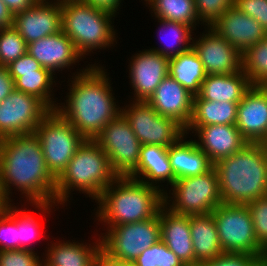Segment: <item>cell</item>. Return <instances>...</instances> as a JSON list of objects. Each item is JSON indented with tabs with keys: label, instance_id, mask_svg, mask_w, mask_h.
I'll return each mask as SVG.
<instances>
[{
	"label": "cell",
	"instance_id": "cell-1",
	"mask_svg": "<svg viewBox=\"0 0 267 266\" xmlns=\"http://www.w3.org/2000/svg\"><path fill=\"white\" fill-rule=\"evenodd\" d=\"M0 185L9 203L12 185L44 213L57 206L56 178L47 169L35 133L0 139Z\"/></svg>",
	"mask_w": 267,
	"mask_h": 266
},
{
	"label": "cell",
	"instance_id": "cell-2",
	"mask_svg": "<svg viewBox=\"0 0 267 266\" xmlns=\"http://www.w3.org/2000/svg\"><path fill=\"white\" fill-rule=\"evenodd\" d=\"M103 68V69H102ZM104 67L89 65L72 76L66 105L57 111L85 138L94 140L121 113ZM108 76V77H107Z\"/></svg>",
	"mask_w": 267,
	"mask_h": 266
},
{
	"label": "cell",
	"instance_id": "cell-3",
	"mask_svg": "<svg viewBox=\"0 0 267 266\" xmlns=\"http://www.w3.org/2000/svg\"><path fill=\"white\" fill-rule=\"evenodd\" d=\"M225 204H248L267 196V146L248 143L213 165Z\"/></svg>",
	"mask_w": 267,
	"mask_h": 266
},
{
	"label": "cell",
	"instance_id": "cell-4",
	"mask_svg": "<svg viewBox=\"0 0 267 266\" xmlns=\"http://www.w3.org/2000/svg\"><path fill=\"white\" fill-rule=\"evenodd\" d=\"M164 191L130 177L118 176L96 200L97 220L108 228L148 220L164 206Z\"/></svg>",
	"mask_w": 267,
	"mask_h": 266
},
{
	"label": "cell",
	"instance_id": "cell-5",
	"mask_svg": "<svg viewBox=\"0 0 267 266\" xmlns=\"http://www.w3.org/2000/svg\"><path fill=\"white\" fill-rule=\"evenodd\" d=\"M117 177L108 155L94 140L85 139L56 178V202L65 205L71 189L97 200Z\"/></svg>",
	"mask_w": 267,
	"mask_h": 266
},
{
	"label": "cell",
	"instance_id": "cell-6",
	"mask_svg": "<svg viewBox=\"0 0 267 266\" xmlns=\"http://www.w3.org/2000/svg\"><path fill=\"white\" fill-rule=\"evenodd\" d=\"M61 13L62 31L83 58L93 49H106L116 42V32L111 25L115 14L81 0H61Z\"/></svg>",
	"mask_w": 267,
	"mask_h": 266
},
{
	"label": "cell",
	"instance_id": "cell-7",
	"mask_svg": "<svg viewBox=\"0 0 267 266\" xmlns=\"http://www.w3.org/2000/svg\"><path fill=\"white\" fill-rule=\"evenodd\" d=\"M171 187L173 197L164 191V207L175 214H208L223 204L214 167L204 174L177 179Z\"/></svg>",
	"mask_w": 267,
	"mask_h": 266
},
{
	"label": "cell",
	"instance_id": "cell-8",
	"mask_svg": "<svg viewBox=\"0 0 267 266\" xmlns=\"http://www.w3.org/2000/svg\"><path fill=\"white\" fill-rule=\"evenodd\" d=\"M47 169L57 178L85 138L57 110H51L35 129Z\"/></svg>",
	"mask_w": 267,
	"mask_h": 266
},
{
	"label": "cell",
	"instance_id": "cell-9",
	"mask_svg": "<svg viewBox=\"0 0 267 266\" xmlns=\"http://www.w3.org/2000/svg\"><path fill=\"white\" fill-rule=\"evenodd\" d=\"M222 251L262 256L246 204H220L212 212Z\"/></svg>",
	"mask_w": 267,
	"mask_h": 266
},
{
	"label": "cell",
	"instance_id": "cell-10",
	"mask_svg": "<svg viewBox=\"0 0 267 266\" xmlns=\"http://www.w3.org/2000/svg\"><path fill=\"white\" fill-rule=\"evenodd\" d=\"M106 233L100 236L101 249L112 258L133 262L161 239L159 214L148 220L113 226Z\"/></svg>",
	"mask_w": 267,
	"mask_h": 266
},
{
	"label": "cell",
	"instance_id": "cell-11",
	"mask_svg": "<svg viewBox=\"0 0 267 266\" xmlns=\"http://www.w3.org/2000/svg\"><path fill=\"white\" fill-rule=\"evenodd\" d=\"M94 141L108 155L118 176L128 177L137 168L142 144L122 113L111 120Z\"/></svg>",
	"mask_w": 267,
	"mask_h": 266
},
{
	"label": "cell",
	"instance_id": "cell-12",
	"mask_svg": "<svg viewBox=\"0 0 267 266\" xmlns=\"http://www.w3.org/2000/svg\"><path fill=\"white\" fill-rule=\"evenodd\" d=\"M132 102L121 109V113L142 145L169 147L186 136L179 123L158 114L147 101Z\"/></svg>",
	"mask_w": 267,
	"mask_h": 266
},
{
	"label": "cell",
	"instance_id": "cell-13",
	"mask_svg": "<svg viewBox=\"0 0 267 266\" xmlns=\"http://www.w3.org/2000/svg\"><path fill=\"white\" fill-rule=\"evenodd\" d=\"M50 111L37 97L14 89L0 103V139L35 133Z\"/></svg>",
	"mask_w": 267,
	"mask_h": 266
},
{
	"label": "cell",
	"instance_id": "cell-14",
	"mask_svg": "<svg viewBox=\"0 0 267 266\" xmlns=\"http://www.w3.org/2000/svg\"><path fill=\"white\" fill-rule=\"evenodd\" d=\"M48 1L38 0L33 6L14 15L13 27L26 44L62 30L61 0Z\"/></svg>",
	"mask_w": 267,
	"mask_h": 266
},
{
	"label": "cell",
	"instance_id": "cell-15",
	"mask_svg": "<svg viewBox=\"0 0 267 266\" xmlns=\"http://www.w3.org/2000/svg\"><path fill=\"white\" fill-rule=\"evenodd\" d=\"M201 38L192 40V48L200 58L206 75L232 74L242 70V54L212 28ZM195 41V42H194Z\"/></svg>",
	"mask_w": 267,
	"mask_h": 266
},
{
	"label": "cell",
	"instance_id": "cell-16",
	"mask_svg": "<svg viewBox=\"0 0 267 266\" xmlns=\"http://www.w3.org/2000/svg\"><path fill=\"white\" fill-rule=\"evenodd\" d=\"M236 127L248 143L267 146V85H252L238 103Z\"/></svg>",
	"mask_w": 267,
	"mask_h": 266
},
{
	"label": "cell",
	"instance_id": "cell-17",
	"mask_svg": "<svg viewBox=\"0 0 267 266\" xmlns=\"http://www.w3.org/2000/svg\"><path fill=\"white\" fill-rule=\"evenodd\" d=\"M129 77L134 101H148L161 81L168 76L169 59L146 49L131 58Z\"/></svg>",
	"mask_w": 267,
	"mask_h": 266
},
{
	"label": "cell",
	"instance_id": "cell-18",
	"mask_svg": "<svg viewBox=\"0 0 267 266\" xmlns=\"http://www.w3.org/2000/svg\"><path fill=\"white\" fill-rule=\"evenodd\" d=\"M220 37L241 54L260 42L267 33L252 17L232 6L219 17L211 26Z\"/></svg>",
	"mask_w": 267,
	"mask_h": 266
},
{
	"label": "cell",
	"instance_id": "cell-19",
	"mask_svg": "<svg viewBox=\"0 0 267 266\" xmlns=\"http://www.w3.org/2000/svg\"><path fill=\"white\" fill-rule=\"evenodd\" d=\"M189 131L198 134L199 141L195 142L213 164L240 151L248 144L236 125L187 126L185 135Z\"/></svg>",
	"mask_w": 267,
	"mask_h": 266
},
{
	"label": "cell",
	"instance_id": "cell-20",
	"mask_svg": "<svg viewBox=\"0 0 267 266\" xmlns=\"http://www.w3.org/2000/svg\"><path fill=\"white\" fill-rule=\"evenodd\" d=\"M193 98L194 95L168 75L147 102L158 114L175 120L186 129L192 117Z\"/></svg>",
	"mask_w": 267,
	"mask_h": 266
},
{
	"label": "cell",
	"instance_id": "cell-21",
	"mask_svg": "<svg viewBox=\"0 0 267 266\" xmlns=\"http://www.w3.org/2000/svg\"><path fill=\"white\" fill-rule=\"evenodd\" d=\"M27 53L53 74L55 70L69 68L82 58L74 43L62 30L27 44Z\"/></svg>",
	"mask_w": 267,
	"mask_h": 266
},
{
	"label": "cell",
	"instance_id": "cell-22",
	"mask_svg": "<svg viewBox=\"0 0 267 266\" xmlns=\"http://www.w3.org/2000/svg\"><path fill=\"white\" fill-rule=\"evenodd\" d=\"M158 214L161 240L185 266H199L194 257L190 215L175 214L164 206Z\"/></svg>",
	"mask_w": 267,
	"mask_h": 266
},
{
	"label": "cell",
	"instance_id": "cell-23",
	"mask_svg": "<svg viewBox=\"0 0 267 266\" xmlns=\"http://www.w3.org/2000/svg\"><path fill=\"white\" fill-rule=\"evenodd\" d=\"M128 177L151 186L156 185L159 189L161 188L157 183L161 181L172 185L174 173L168 158V147L142 145L138 166Z\"/></svg>",
	"mask_w": 267,
	"mask_h": 266
},
{
	"label": "cell",
	"instance_id": "cell-24",
	"mask_svg": "<svg viewBox=\"0 0 267 266\" xmlns=\"http://www.w3.org/2000/svg\"><path fill=\"white\" fill-rule=\"evenodd\" d=\"M184 138L186 137L182 136L168 147V158L174 173V182L177 179L204 174L214 165L197 146L195 140L185 141Z\"/></svg>",
	"mask_w": 267,
	"mask_h": 266
},
{
	"label": "cell",
	"instance_id": "cell-25",
	"mask_svg": "<svg viewBox=\"0 0 267 266\" xmlns=\"http://www.w3.org/2000/svg\"><path fill=\"white\" fill-rule=\"evenodd\" d=\"M251 86L243 70L232 74L206 75L198 95L208 101L239 103Z\"/></svg>",
	"mask_w": 267,
	"mask_h": 266
},
{
	"label": "cell",
	"instance_id": "cell-26",
	"mask_svg": "<svg viewBox=\"0 0 267 266\" xmlns=\"http://www.w3.org/2000/svg\"><path fill=\"white\" fill-rule=\"evenodd\" d=\"M190 232L195 261L199 265L223 253L212 213L190 215Z\"/></svg>",
	"mask_w": 267,
	"mask_h": 266
},
{
	"label": "cell",
	"instance_id": "cell-27",
	"mask_svg": "<svg viewBox=\"0 0 267 266\" xmlns=\"http://www.w3.org/2000/svg\"><path fill=\"white\" fill-rule=\"evenodd\" d=\"M96 242L88 246L86 243L70 241L52 243L42 263L45 266H93L94 258L101 249V239Z\"/></svg>",
	"mask_w": 267,
	"mask_h": 266
},
{
	"label": "cell",
	"instance_id": "cell-28",
	"mask_svg": "<svg viewBox=\"0 0 267 266\" xmlns=\"http://www.w3.org/2000/svg\"><path fill=\"white\" fill-rule=\"evenodd\" d=\"M168 75L192 95H198L206 78L203 64L193 48L169 59Z\"/></svg>",
	"mask_w": 267,
	"mask_h": 266
},
{
	"label": "cell",
	"instance_id": "cell-29",
	"mask_svg": "<svg viewBox=\"0 0 267 266\" xmlns=\"http://www.w3.org/2000/svg\"><path fill=\"white\" fill-rule=\"evenodd\" d=\"M238 103L193 98L192 117L187 126L236 125Z\"/></svg>",
	"mask_w": 267,
	"mask_h": 266
},
{
	"label": "cell",
	"instance_id": "cell-30",
	"mask_svg": "<svg viewBox=\"0 0 267 266\" xmlns=\"http://www.w3.org/2000/svg\"><path fill=\"white\" fill-rule=\"evenodd\" d=\"M53 75L55 74L43 67L35 72L21 73V76L14 80V89L37 97L50 110H56L58 105L51 98L52 85H56Z\"/></svg>",
	"mask_w": 267,
	"mask_h": 266
},
{
	"label": "cell",
	"instance_id": "cell-31",
	"mask_svg": "<svg viewBox=\"0 0 267 266\" xmlns=\"http://www.w3.org/2000/svg\"><path fill=\"white\" fill-rule=\"evenodd\" d=\"M154 12L155 18L189 25L196 29L200 23L194 0H144ZM198 22V23H197Z\"/></svg>",
	"mask_w": 267,
	"mask_h": 266
},
{
	"label": "cell",
	"instance_id": "cell-32",
	"mask_svg": "<svg viewBox=\"0 0 267 266\" xmlns=\"http://www.w3.org/2000/svg\"><path fill=\"white\" fill-rule=\"evenodd\" d=\"M158 22H160V26H162V30L167 31L168 33L164 39L166 47L164 48H151L150 50L158 52L159 54L167 57L168 59L175 57L179 55L182 52H185L192 48V31L194 30L189 25L179 23V22H173V21H167V20H161L157 19ZM164 28V29H163ZM161 34V33H160ZM170 36L171 40H169ZM166 37L168 39H166ZM191 43V44H190Z\"/></svg>",
	"mask_w": 267,
	"mask_h": 266
},
{
	"label": "cell",
	"instance_id": "cell-33",
	"mask_svg": "<svg viewBox=\"0 0 267 266\" xmlns=\"http://www.w3.org/2000/svg\"><path fill=\"white\" fill-rule=\"evenodd\" d=\"M242 70L251 85H267V35L242 53Z\"/></svg>",
	"mask_w": 267,
	"mask_h": 266
},
{
	"label": "cell",
	"instance_id": "cell-34",
	"mask_svg": "<svg viewBox=\"0 0 267 266\" xmlns=\"http://www.w3.org/2000/svg\"><path fill=\"white\" fill-rule=\"evenodd\" d=\"M27 52V44L14 27L0 29V66L7 67Z\"/></svg>",
	"mask_w": 267,
	"mask_h": 266
},
{
	"label": "cell",
	"instance_id": "cell-35",
	"mask_svg": "<svg viewBox=\"0 0 267 266\" xmlns=\"http://www.w3.org/2000/svg\"><path fill=\"white\" fill-rule=\"evenodd\" d=\"M132 263L134 266H185L161 239L142 252Z\"/></svg>",
	"mask_w": 267,
	"mask_h": 266
},
{
	"label": "cell",
	"instance_id": "cell-36",
	"mask_svg": "<svg viewBox=\"0 0 267 266\" xmlns=\"http://www.w3.org/2000/svg\"><path fill=\"white\" fill-rule=\"evenodd\" d=\"M12 205L0 214V251L18 250V208Z\"/></svg>",
	"mask_w": 267,
	"mask_h": 266
},
{
	"label": "cell",
	"instance_id": "cell-37",
	"mask_svg": "<svg viewBox=\"0 0 267 266\" xmlns=\"http://www.w3.org/2000/svg\"><path fill=\"white\" fill-rule=\"evenodd\" d=\"M41 226L39 220H36L29 211L27 213L26 210L18 208V250L33 251L30 244L33 239L42 237L44 232L40 231Z\"/></svg>",
	"mask_w": 267,
	"mask_h": 266
},
{
	"label": "cell",
	"instance_id": "cell-38",
	"mask_svg": "<svg viewBox=\"0 0 267 266\" xmlns=\"http://www.w3.org/2000/svg\"><path fill=\"white\" fill-rule=\"evenodd\" d=\"M254 226V232L260 247L267 251V196L246 204Z\"/></svg>",
	"mask_w": 267,
	"mask_h": 266
},
{
	"label": "cell",
	"instance_id": "cell-39",
	"mask_svg": "<svg viewBox=\"0 0 267 266\" xmlns=\"http://www.w3.org/2000/svg\"><path fill=\"white\" fill-rule=\"evenodd\" d=\"M194 3L199 20L207 27L234 6V0H194Z\"/></svg>",
	"mask_w": 267,
	"mask_h": 266
},
{
	"label": "cell",
	"instance_id": "cell-40",
	"mask_svg": "<svg viewBox=\"0 0 267 266\" xmlns=\"http://www.w3.org/2000/svg\"><path fill=\"white\" fill-rule=\"evenodd\" d=\"M41 263L34 250L0 251V266H40Z\"/></svg>",
	"mask_w": 267,
	"mask_h": 266
},
{
	"label": "cell",
	"instance_id": "cell-41",
	"mask_svg": "<svg viewBox=\"0 0 267 266\" xmlns=\"http://www.w3.org/2000/svg\"><path fill=\"white\" fill-rule=\"evenodd\" d=\"M234 7L256 20L267 33V0H234Z\"/></svg>",
	"mask_w": 267,
	"mask_h": 266
},
{
	"label": "cell",
	"instance_id": "cell-42",
	"mask_svg": "<svg viewBox=\"0 0 267 266\" xmlns=\"http://www.w3.org/2000/svg\"><path fill=\"white\" fill-rule=\"evenodd\" d=\"M255 257L244 253L223 252L212 260L202 262L199 266H247Z\"/></svg>",
	"mask_w": 267,
	"mask_h": 266
},
{
	"label": "cell",
	"instance_id": "cell-43",
	"mask_svg": "<svg viewBox=\"0 0 267 266\" xmlns=\"http://www.w3.org/2000/svg\"><path fill=\"white\" fill-rule=\"evenodd\" d=\"M41 68L42 65L27 52L7 66L13 80L20 77L21 73L35 72Z\"/></svg>",
	"mask_w": 267,
	"mask_h": 266
},
{
	"label": "cell",
	"instance_id": "cell-44",
	"mask_svg": "<svg viewBox=\"0 0 267 266\" xmlns=\"http://www.w3.org/2000/svg\"><path fill=\"white\" fill-rule=\"evenodd\" d=\"M14 90V80L7 67L0 66V103Z\"/></svg>",
	"mask_w": 267,
	"mask_h": 266
},
{
	"label": "cell",
	"instance_id": "cell-45",
	"mask_svg": "<svg viewBox=\"0 0 267 266\" xmlns=\"http://www.w3.org/2000/svg\"><path fill=\"white\" fill-rule=\"evenodd\" d=\"M93 266H134V265L132 262H126L112 258L105 251L100 249L94 258Z\"/></svg>",
	"mask_w": 267,
	"mask_h": 266
},
{
	"label": "cell",
	"instance_id": "cell-46",
	"mask_svg": "<svg viewBox=\"0 0 267 266\" xmlns=\"http://www.w3.org/2000/svg\"><path fill=\"white\" fill-rule=\"evenodd\" d=\"M86 4H90L95 8H99L105 11H109L116 15L119 10L118 7L122 0H81Z\"/></svg>",
	"mask_w": 267,
	"mask_h": 266
},
{
	"label": "cell",
	"instance_id": "cell-47",
	"mask_svg": "<svg viewBox=\"0 0 267 266\" xmlns=\"http://www.w3.org/2000/svg\"><path fill=\"white\" fill-rule=\"evenodd\" d=\"M15 15L33 6L38 0H2Z\"/></svg>",
	"mask_w": 267,
	"mask_h": 266
},
{
	"label": "cell",
	"instance_id": "cell-48",
	"mask_svg": "<svg viewBox=\"0 0 267 266\" xmlns=\"http://www.w3.org/2000/svg\"><path fill=\"white\" fill-rule=\"evenodd\" d=\"M14 15L6 6V4L0 0V29L13 27Z\"/></svg>",
	"mask_w": 267,
	"mask_h": 266
},
{
	"label": "cell",
	"instance_id": "cell-49",
	"mask_svg": "<svg viewBox=\"0 0 267 266\" xmlns=\"http://www.w3.org/2000/svg\"><path fill=\"white\" fill-rule=\"evenodd\" d=\"M247 266H267V257L265 255L257 256Z\"/></svg>",
	"mask_w": 267,
	"mask_h": 266
},
{
	"label": "cell",
	"instance_id": "cell-50",
	"mask_svg": "<svg viewBox=\"0 0 267 266\" xmlns=\"http://www.w3.org/2000/svg\"><path fill=\"white\" fill-rule=\"evenodd\" d=\"M9 202L5 199L0 185V214L6 209Z\"/></svg>",
	"mask_w": 267,
	"mask_h": 266
}]
</instances>
